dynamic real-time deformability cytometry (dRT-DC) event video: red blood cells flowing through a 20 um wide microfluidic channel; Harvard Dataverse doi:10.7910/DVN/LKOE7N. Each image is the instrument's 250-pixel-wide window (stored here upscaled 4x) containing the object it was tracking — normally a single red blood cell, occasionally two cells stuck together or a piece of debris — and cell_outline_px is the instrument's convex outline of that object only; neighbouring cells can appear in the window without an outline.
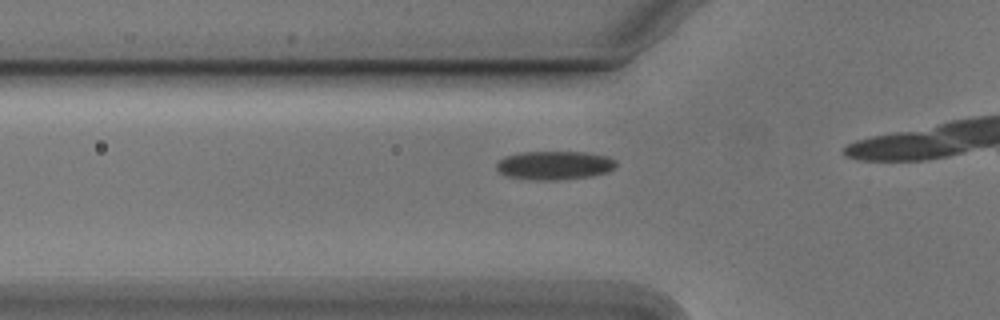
{"species": "Egyptian fruit bat (a non-hibernating species)", "species_latin": "Rousettus aegyptiacus", "temperature_condition": "cold", "stored_images_in_passage": 7, "camera_frame_rate_fps": 3000, "um_per_image_px": 0.085, "animal": {"sex": "male"}, "frame": {"image": 1, "passage_image": 2, "time_ms": 0.333, "image_size_px": [1000, 320], "cell_outline_px": [[616, 164], [608, 172], [592, 176], [552, 180], [536, 180], [508, 176], [500, 172], [496, 168], [496, 164], [504, 156], [520, 152], [584, 152], [608, 156], [616, 160]], "centroid_in_image_um": [47.13, 14.04], "position_along_channel_um": 78.7, "area_um2": 19.88}}
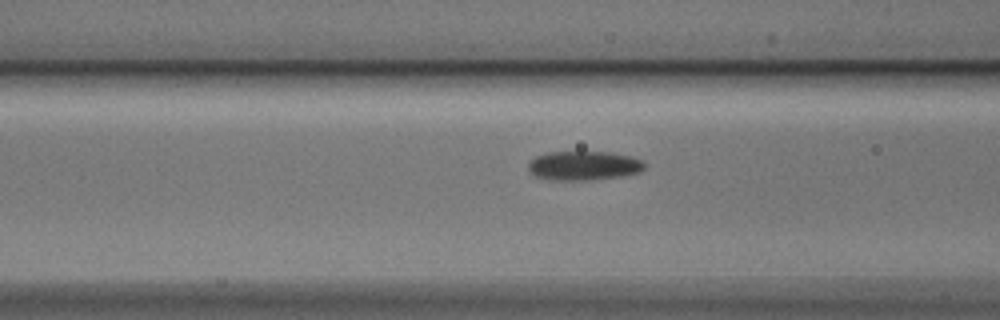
{"frame": {"image": 2, "passage_image": 5, "time_ms": 1.333, "image_size_px": [1000, 320], "cell_outline_px": [[644, 168], [640, 172], [620, 176], [588, 180], [552, 180], [536, 176], [528, 168], [528, 164], [536, 156], [548, 152], [612, 152], [632, 156], [640, 160], [644, 164]], "centroid_in_image_um": [49.63, 14.07], "position_along_channel_um": 117.0, "area_um2": 19.59}}